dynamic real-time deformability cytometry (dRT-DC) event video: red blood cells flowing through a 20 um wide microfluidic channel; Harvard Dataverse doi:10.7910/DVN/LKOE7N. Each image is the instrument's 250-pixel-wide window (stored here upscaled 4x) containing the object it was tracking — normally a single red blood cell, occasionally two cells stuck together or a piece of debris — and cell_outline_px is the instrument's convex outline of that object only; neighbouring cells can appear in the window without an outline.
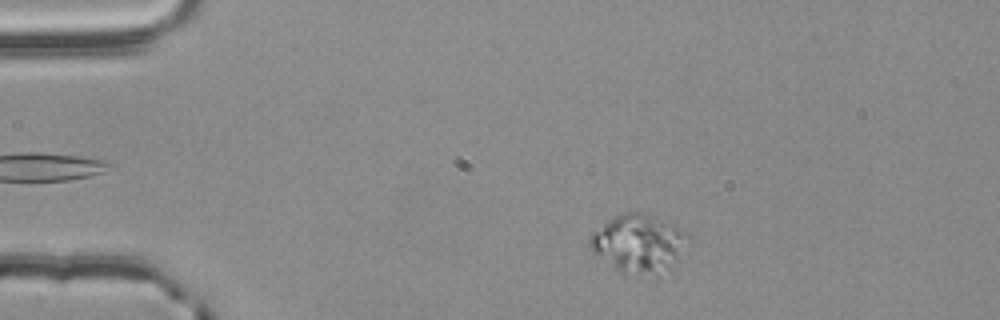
{"species": "common noctule bat (a hibernating species)", "species_latin": "Nyctalus noctula", "temperature_condition": "room temperature", "stored_images_in_passage": 50, "camera_frame_rate_fps": 3000, "um_per_image_px": 0.085, "animal": {"sex": "male", "body_mass_g": 20.4}, "frame": {"image": 1, "passage_image": 4, "time_ms": 1.0, "image_size_px": [1000, 320], "cell_outline_px": [[688, 236], [672, 276], [656, 276], [624, 272], [616, 268], [596, 252], [588, 244], [588, 236], [592, 232], [608, 220], [624, 212], [644, 212], [676, 224], [688, 232]], "centroid_in_image_um": [54.39, 20.71], "position_along_channel_um": 30.6, "area_um2": 33.7}}
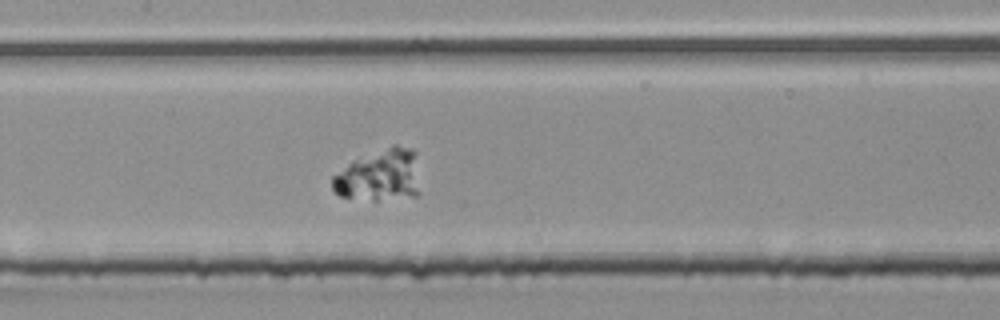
{"frame": {"image": 2, "passage_image": 21, "time_ms": 6.667, "image_size_px": [1000, 320], "cell_outline_px": [[420, 192], [416, 196], [376, 200], [372, 200], [340, 196], [332, 188], [332, 176], [352, 160], [392, 144], [396, 144], [412, 148], [416, 152]], "centroid_in_image_um": [32.29, 14.88], "position_along_channel_um": 175.1, "area_um2": 26.93}}
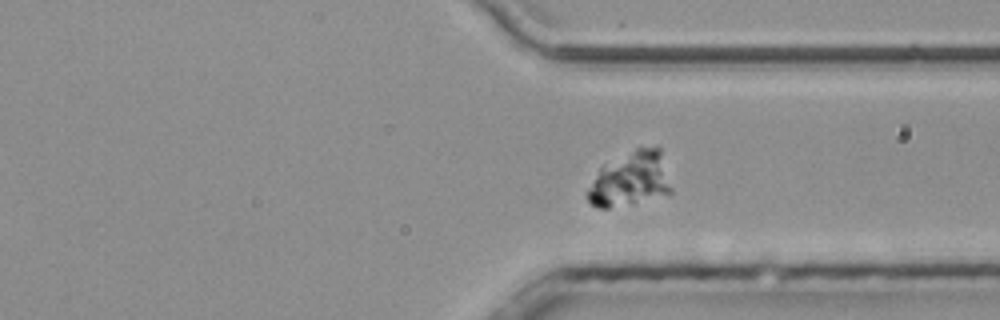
{"frame": {"image": 3, "passage_image": 36, "time_ms": 11.667, "image_size_px": [1000, 320], "cell_outline_px": [[672, 192], [632, 204], [608, 208], [596, 208], [588, 200], [584, 192], [600, 168], [636, 148], [660, 148], [672, 188]], "centroid_in_image_um": [53.55, 15.27], "position_along_channel_um": 357.8, "area_um2": 26.3}}